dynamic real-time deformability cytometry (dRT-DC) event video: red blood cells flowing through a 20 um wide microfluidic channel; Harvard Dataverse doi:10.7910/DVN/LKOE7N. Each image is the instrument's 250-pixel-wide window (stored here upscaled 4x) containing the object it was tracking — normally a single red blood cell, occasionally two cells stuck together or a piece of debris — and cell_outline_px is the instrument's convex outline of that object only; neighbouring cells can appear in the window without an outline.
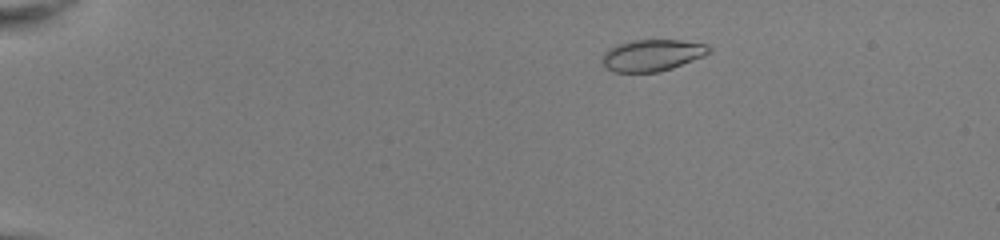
{"species": "common noctule bat (a hibernating species)", "species_latin": "Nyctalus noctula", "temperature_condition": "room temperature", "stored_images_in_passage": 50, "camera_frame_rate_fps": 3000, "um_per_image_px": 0.085, "animal": {"sex": "female", "body_mass_g": 22.0, "forearm_length_mm": 56.7}, "frame": {"image": 1, "passage_image": 8, "time_ms": 2.333, "image_size_px": [1000, 240], "cell_outline_px": [[712, 52], [704, 56], [672, 68], [660, 72], [612, 72], [604, 68], [604, 52], [608, 48], [616, 44], [632, 40], [680, 40], [708, 44], [712, 48]], "centroid_in_image_um": [55.46, 4.69], "position_along_channel_um": 29.5, "area_um2": 19.88}}
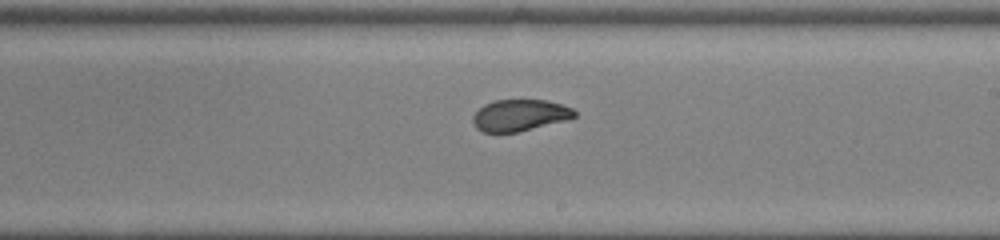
{"frame": {"image": 2, "passage_image": 31, "time_ms": 10.0, "image_size_px": [1000, 240], "cell_outline_px": [[576, 116], [568, 120], [516, 132], [480, 132], [476, 128], [472, 120], [472, 116], [484, 104], [492, 100], [548, 100], [572, 108], [576, 112]], "centroid_in_image_um": [44.17, 9.79], "position_along_channel_um": 244.8, "area_um2": 18.73}}
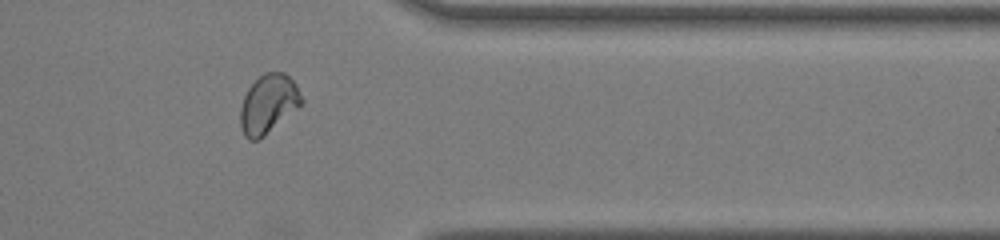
{"frame": {"image": 3, "passage_image": 42, "time_ms": 13.667, "image_size_px": [1000, 240], "cell_outline_px": [[304, 104], [264, 136], [256, 140], [248, 140], [244, 136], [240, 124], [240, 108], [244, 96], [248, 88], [264, 72], [284, 72], [296, 84], [304, 100]], "centroid_in_image_um": [22.82, 8.85], "position_along_channel_um": 388.6, "area_um2": 21.15}, "authors_computed_cell_mechanics": {"area_um2": 20.23, "velocity_mm_per_s": 4.0411, "shape_relaxation_time_tau1_ms": 7.1484, "shape_relaxation_time_tau2_ms": 0.8446, "deformation_change_tau1": 0.2051, "deformation_change_tau2": 0.0486}}